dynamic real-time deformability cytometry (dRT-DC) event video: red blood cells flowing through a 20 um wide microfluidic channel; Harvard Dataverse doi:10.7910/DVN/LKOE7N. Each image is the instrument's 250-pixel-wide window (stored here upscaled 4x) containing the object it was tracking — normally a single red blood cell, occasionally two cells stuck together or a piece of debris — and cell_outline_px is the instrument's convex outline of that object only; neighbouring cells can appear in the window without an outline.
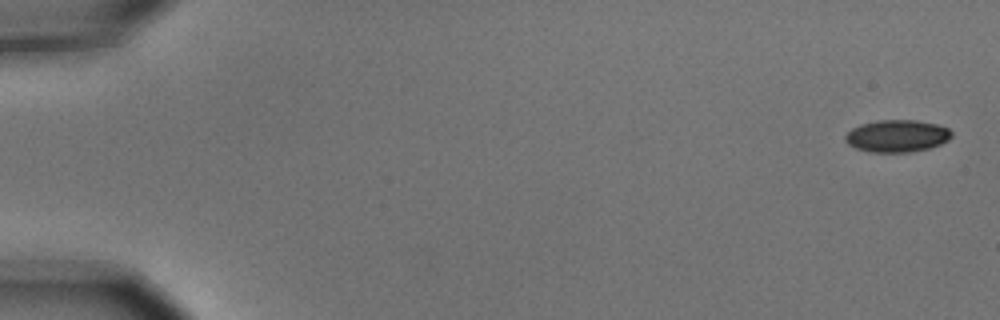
{"species": "common noctule bat (a hibernating species)", "species_latin": "Nyctalus noctula", "temperature_condition": "cold", "stored_images_in_passage": 9, "camera_frame_rate_fps": 3000, "um_per_image_px": 0.085, "animal": {"sex": "male", "body_mass_g": 15.6}, "frame": {"image": 1, "passage_image": 1, "time_ms": 0.0, "image_size_px": [1000, 320], "cell_outline_px": [[952, 136], [948, 140], [940, 144], [928, 148], [908, 152], [868, 152], [856, 148], [848, 144], [844, 140], [844, 136], [852, 128], [860, 124], [876, 120], [916, 120], [936, 124], [948, 128], [952, 132]], "centroid_in_image_um": [76.22, 11.55], "position_along_channel_um": 8.8, "area_um2": 20.0}}
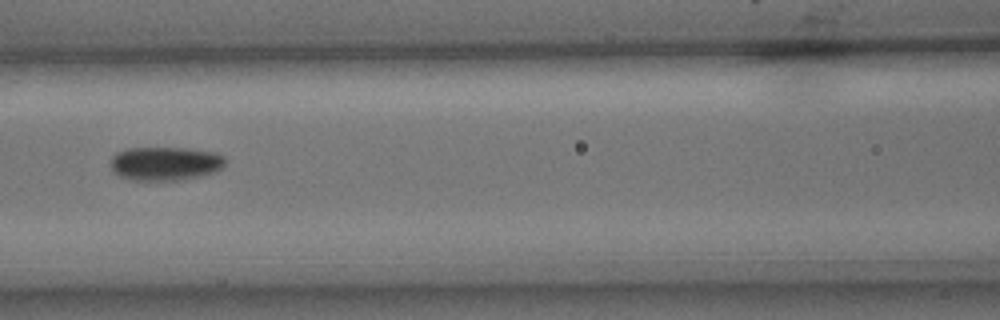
{"frame": {"image": 2, "passage_image": 7, "time_ms": 2.0, "image_size_px": [1000, 320], "cell_outline_px": [[224, 164], [220, 168], [212, 172], [200, 176], [180, 180], [128, 180], [112, 172], [112, 156], [116, 152], [128, 148], [188, 148], [216, 152], [224, 156]], "centroid_in_image_um": [14.02, 13.9], "position_along_channel_um": 152.6, "area_um2": 22.54}}
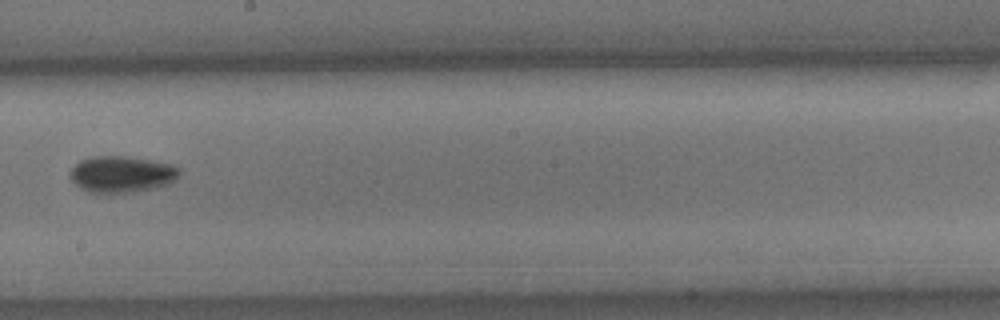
{"frame": {"image": 3, "passage_image": 9, "time_ms": 2.667, "image_size_px": [1000, 320], "cell_outline_px": [[180, 172], [168, 184], [136, 192], [108, 196], [88, 192], [80, 188], [68, 176], [68, 172], [80, 160], [92, 156], [124, 156], [172, 164], [180, 168]], "centroid_in_image_um": [10.27, 14.85], "position_along_channel_um": 237.9, "area_um2": 23.7}}